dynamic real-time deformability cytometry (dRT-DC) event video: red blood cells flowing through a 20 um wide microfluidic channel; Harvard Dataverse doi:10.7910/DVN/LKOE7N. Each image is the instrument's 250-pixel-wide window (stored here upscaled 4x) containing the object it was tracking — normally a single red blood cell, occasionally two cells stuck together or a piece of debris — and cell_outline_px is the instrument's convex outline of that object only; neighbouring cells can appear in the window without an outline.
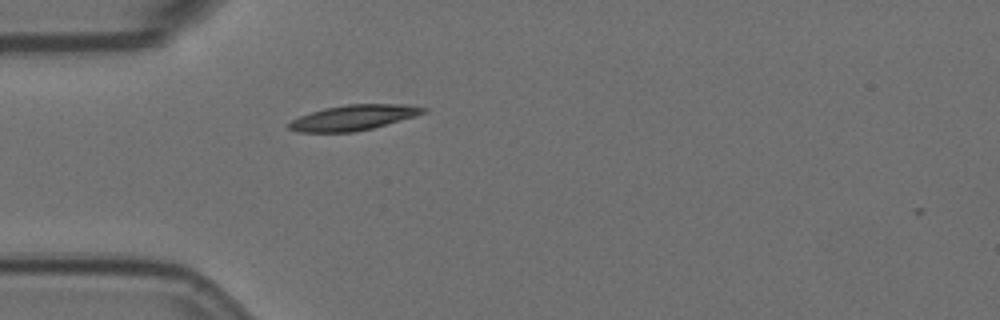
{"species": "Egyptian fruit bat (a non-hibernating species)", "species_latin": "Rousettus aegyptiacus", "temperature_condition": "room temperature", "stored_images_in_passage": 1, "camera_frame_rate_fps": 3000, "um_per_image_px": 0.085, "animal": {"sex": "female"}, "frame": {"image": 1, "passage_image": 1, "time_ms": 0.0, "image_size_px": [1000, 320], "cell_outline_px": [[428, 112], [416, 116], [372, 128], [352, 132], [296, 132], [288, 128], [288, 124], [292, 120], [300, 116], [324, 108], [348, 104], [408, 104], [428, 108]], "centroid_in_image_um": [30.09, 9.99], "position_along_channel_um": 54.9, "area_um2": 19.83}}